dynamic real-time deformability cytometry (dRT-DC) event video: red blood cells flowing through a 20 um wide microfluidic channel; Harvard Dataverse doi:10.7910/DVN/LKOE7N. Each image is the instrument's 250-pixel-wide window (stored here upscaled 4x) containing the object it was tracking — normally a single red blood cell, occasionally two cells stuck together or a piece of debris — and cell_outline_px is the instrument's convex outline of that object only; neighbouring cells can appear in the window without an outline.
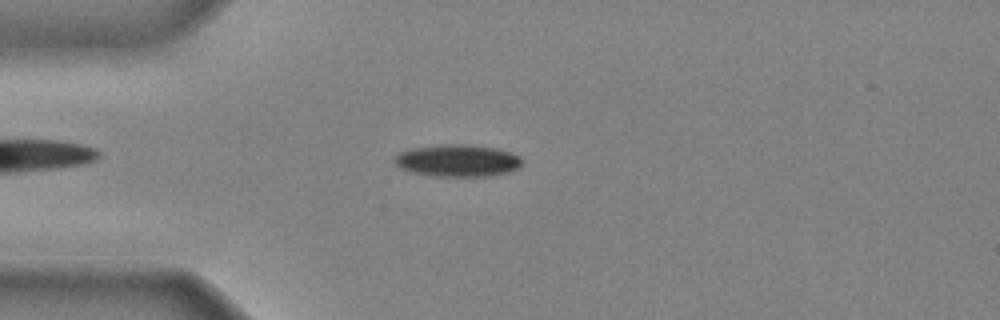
{"species": "common noctule bat (a hibernating species)", "species_latin": "Nyctalus noctula", "temperature_condition": "cold", "stored_images_in_passage": 37, "camera_frame_rate_fps": 3000, "um_per_image_px": 0.085, "animal": {"sex": "male", "body_mass_g": 20.4}, "frame": {"image": 1, "passage_image": 6, "time_ms": 1.667, "image_size_px": [1000, 320], "cell_outline_px": [[520, 168], [508, 172], [488, 176], [436, 176], [412, 172], [400, 168], [396, 164], [396, 156], [400, 152], [412, 148], [444, 144], [464, 144], [496, 148], [508, 152], [516, 156], [520, 160]], "centroid_in_image_um": [38.88, 13.65], "position_along_channel_um": 46.1, "area_um2": 23.47}}
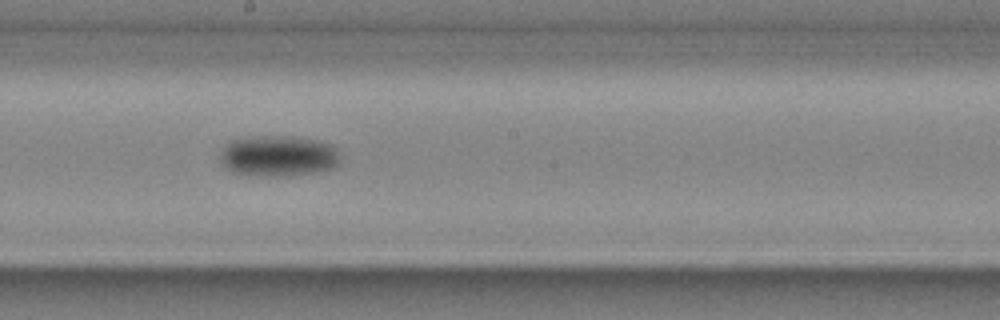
{"frame": {"image": 2, "passage_image": 19, "time_ms": 6.0, "image_size_px": [1000, 320], "cell_outline_px": [[340, 164], [336, 168], [316, 172], [288, 176], [252, 176], [232, 172], [224, 168], [220, 160], [220, 152], [224, 144], [232, 140], [256, 136], [296, 136], [320, 140], [332, 144], [340, 152]], "centroid_in_image_um": [23.68, 13.26], "position_along_channel_um": 224.5, "area_um2": 29.54}}
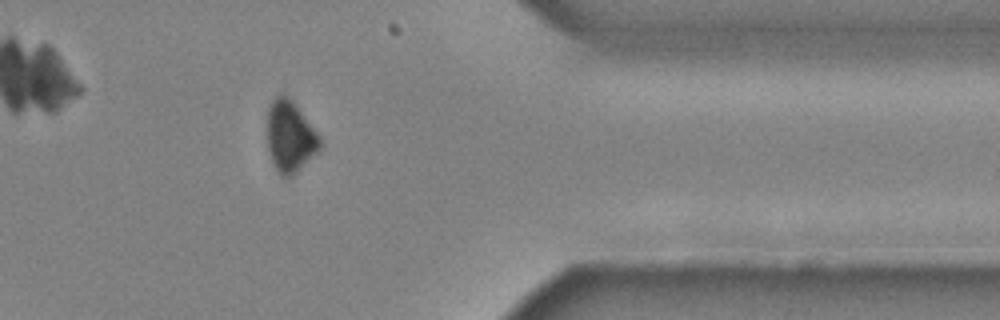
{"frame": {"image": 3, "passage_image": 31, "time_ms": 10.0, "image_size_px": [1000, 320], "cell_outline_px": [[320, 148], [292, 176], [280, 176], [276, 172], [268, 148], [268, 104], [280, 92], [284, 92], [296, 104], [320, 136]], "centroid_in_image_um": [24.63, 11.56], "position_along_channel_um": 386.8, "area_um2": 21.85}}